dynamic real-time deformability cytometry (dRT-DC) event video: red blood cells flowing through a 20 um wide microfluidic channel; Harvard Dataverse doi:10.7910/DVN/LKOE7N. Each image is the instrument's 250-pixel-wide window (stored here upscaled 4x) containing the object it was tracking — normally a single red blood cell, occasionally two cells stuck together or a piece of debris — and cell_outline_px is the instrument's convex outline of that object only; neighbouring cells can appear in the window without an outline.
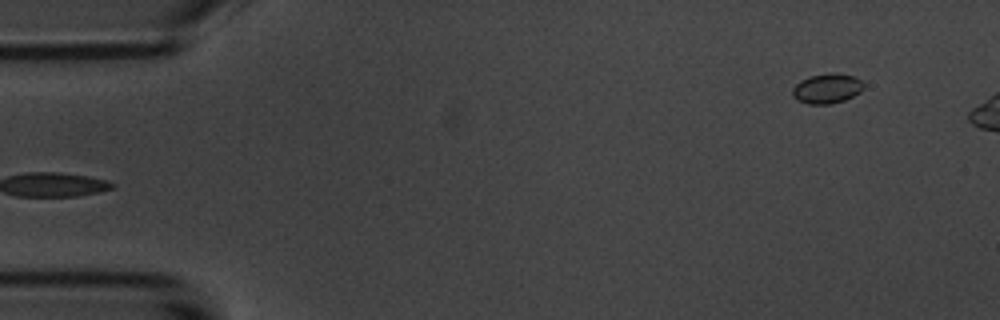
{"species": "common noctule bat (a hibernating species)", "species_latin": "Nyctalus noctula", "temperature_condition": "room temperature", "stored_images_in_passage": 5, "segment_of_instrument_passage": [2, 2], "camera_frame_rate_fps": 3000, "um_per_image_px": 0.085, "animal": {"sex": "male", "body_mass_g": 20.1, "forearm_length_mm": 53.5}, "frame": {"image": 1, "passage_image": 5, "time_ms": 4.667, "image_size_px": [1000, 320], "cell_outline_px": [[864, 88], [860, 92], [844, 100], [832, 104], [808, 104], [796, 100], [792, 96], [792, 88], [800, 80], [808, 76], [832, 72], [856, 76], [864, 84]], "centroid_in_image_um": [70.28, 7.51], "position_along_channel_um": 14.7, "area_um2": 12.6}}